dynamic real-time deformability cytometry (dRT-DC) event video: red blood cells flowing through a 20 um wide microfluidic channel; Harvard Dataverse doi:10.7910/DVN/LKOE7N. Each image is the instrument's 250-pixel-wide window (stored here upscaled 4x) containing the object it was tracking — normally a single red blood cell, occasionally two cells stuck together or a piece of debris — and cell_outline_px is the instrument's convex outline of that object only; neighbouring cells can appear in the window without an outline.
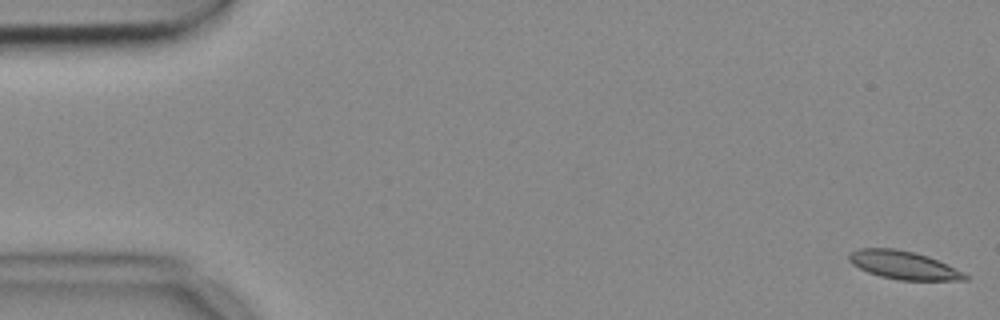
{"species": "common noctule bat (a hibernating species)", "species_latin": "Nyctalus noctula", "temperature_condition": "cold", "stored_images_in_passage": 55, "camera_frame_rate_fps": 3000, "um_per_image_px": 0.085, "animal": {"sex": "female", "body_mass_g": 18.4}, "frame": {"image": 1, "passage_image": 1, "time_ms": 0.0, "image_size_px": [1000, 320], "cell_outline_px": [[972, 276], [968, 280], [900, 280], [880, 276], [868, 272], [852, 264], [848, 260], [848, 252], [860, 248], [892, 248], [912, 252], [928, 256], [964, 272]], "centroid_in_image_um": [76.81, 22.54], "position_along_channel_um": 8.2, "area_um2": 19.07}}
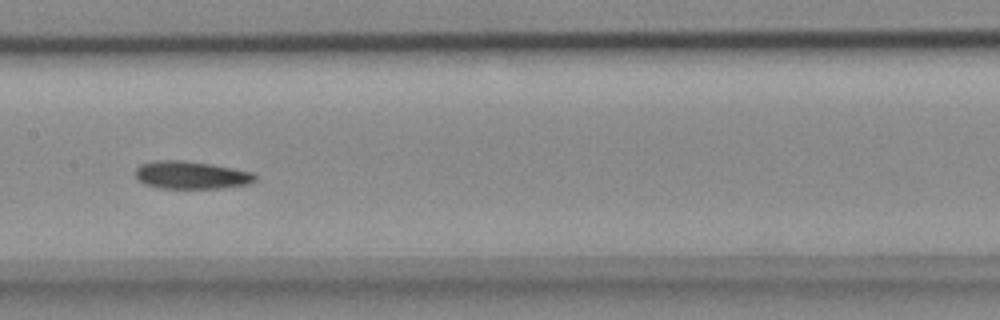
{"frame": {"image": 2, "passage_image": 27, "time_ms": 8.667, "image_size_px": [1000, 320], "cell_outline_px": [[256, 180], [248, 184], [224, 188], [160, 188], [144, 184], [136, 176], [136, 168], [140, 164], [156, 160], [180, 160], [212, 164], [252, 172], [256, 176]], "centroid_in_image_um": [16.25, 14.88], "position_along_channel_um": 191.1, "area_um2": 19.31}}
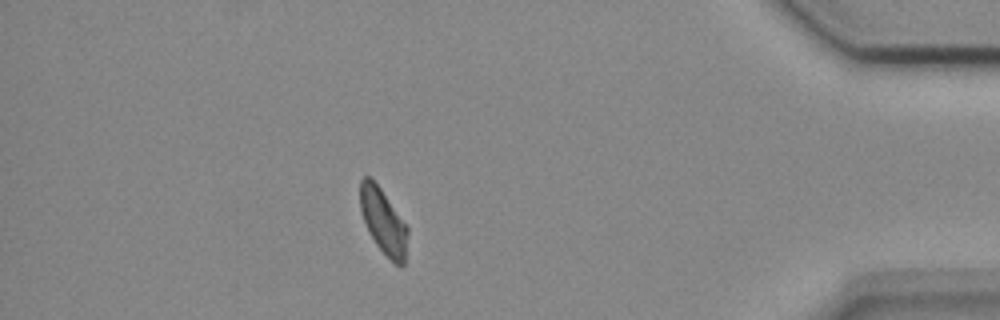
{"frame": {"image": 3, "passage_image": 48, "time_ms": 15.667, "image_size_px": [1000, 320], "cell_outline_px": [[408, 232], [404, 264], [400, 268], [376, 244], [368, 232], [360, 212], [360, 180], [364, 176], [368, 176], [380, 188], [408, 228]], "centroid_in_image_um": [32.56, 18.82], "position_along_channel_um": 402.6, "area_um2": 17.74}, "authors_computed_cell_mechanics": {"area_um2": 19.3052, "velocity_mm_per_s": 3.6603, "shape_relaxation_time_tau1_ms": null, "shape_relaxation_time_tau2_ms": 6.1903, "deformation_change_tau1": null, "deformation_change_tau2": 0.1064}}